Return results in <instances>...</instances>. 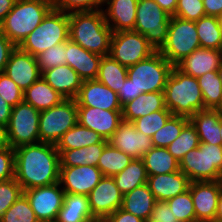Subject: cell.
Listing matches in <instances>:
<instances>
[{
  "mask_svg": "<svg viewBox=\"0 0 222 222\" xmlns=\"http://www.w3.org/2000/svg\"><path fill=\"white\" fill-rule=\"evenodd\" d=\"M88 199L92 215L102 222L121 208L123 194L118 189L113 177L103 176L89 193Z\"/></svg>",
  "mask_w": 222,
  "mask_h": 222,
  "instance_id": "obj_14",
  "label": "cell"
},
{
  "mask_svg": "<svg viewBox=\"0 0 222 222\" xmlns=\"http://www.w3.org/2000/svg\"><path fill=\"white\" fill-rule=\"evenodd\" d=\"M217 75L220 79V82L222 83V63L220 65V68L217 70Z\"/></svg>",
  "mask_w": 222,
  "mask_h": 222,
  "instance_id": "obj_60",
  "label": "cell"
},
{
  "mask_svg": "<svg viewBox=\"0 0 222 222\" xmlns=\"http://www.w3.org/2000/svg\"><path fill=\"white\" fill-rule=\"evenodd\" d=\"M55 222H99L89 207L88 196L65 193Z\"/></svg>",
  "mask_w": 222,
  "mask_h": 222,
  "instance_id": "obj_27",
  "label": "cell"
},
{
  "mask_svg": "<svg viewBox=\"0 0 222 222\" xmlns=\"http://www.w3.org/2000/svg\"><path fill=\"white\" fill-rule=\"evenodd\" d=\"M222 180L190 182L189 190L194 204L196 222L215 220Z\"/></svg>",
  "mask_w": 222,
  "mask_h": 222,
  "instance_id": "obj_15",
  "label": "cell"
},
{
  "mask_svg": "<svg viewBox=\"0 0 222 222\" xmlns=\"http://www.w3.org/2000/svg\"><path fill=\"white\" fill-rule=\"evenodd\" d=\"M16 0H0V24L4 21L7 14L12 10Z\"/></svg>",
  "mask_w": 222,
  "mask_h": 222,
  "instance_id": "obj_57",
  "label": "cell"
},
{
  "mask_svg": "<svg viewBox=\"0 0 222 222\" xmlns=\"http://www.w3.org/2000/svg\"><path fill=\"white\" fill-rule=\"evenodd\" d=\"M39 117L40 111L25 101L13 107L6 126L11 148L40 142Z\"/></svg>",
  "mask_w": 222,
  "mask_h": 222,
  "instance_id": "obj_11",
  "label": "cell"
},
{
  "mask_svg": "<svg viewBox=\"0 0 222 222\" xmlns=\"http://www.w3.org/2000/svg\"><path fill=\"white\" fill-rule=\"evenodd\" d=\"M215 110L219 111L222 114V99H221L219 106Z\"/></svg>",
  "mask_w": 222,
  "mask_h": 222,
  "instance_id": "obj_62",
  "label": "cell"
},
{
  "mask_svg": "<svg viewBox=\"0 0 222 222\" xmlns=\"http://www.w3.org/2000/svg\"><path fill=\"white\" fill-rule=\"evenodd\" d=\"M215 220H222V188H221L220 195L218 198Z\"/></svg>",
  "mask_w": 222,
  "mask_h": 222,
  "instance_id": "obj_59",
  "label": "cell"
},
{
  "mask_svg": "<svg viewBox=\"0 0 222 222\" xmlns=\"http://www.w3.org/2000/svg\"><path fill=\"white\" fill-rule=\"evenodd\" d=\"M206 15L218 17L222 13V0H203Z\"/></svg>",
  "mask_w": 222,
  "mask_h": 222,
  "instance_id": "obj_54",
  "label": "cell"
},
{
  "mask_svg": "<svg viewBox=\"0 0 222 222\" xmlns=\"http://www.w3.org/2000/svg\"><path fill=\"white\" fill-rule=\"evenodd\" d=\"M112 34L102 10L69 14V39L89 52L107 56Z\"/></svg>",
  "mask_w": 222,
  "mask_h": 222,
  "instance_id": "obj_2",
  "label": "cell"
},
{
  "mask_svg": "<svg viewBox=\"0 0 222 222\" xmlns=\"http://www.w3.org/2000/svg\"><path fill=\"white\" fill-rule=\"evenodd\" d=\"M157 110H168L165 106L164 91L142 93L122 106V119L133 122Z\"/></svg>",
  "mask_w": 222,
  "mask_h": 222,
  "instance_id": "obj_26",
  "label": "cell"
},
{
  "mask_svg": "<svg viewBox=\"0 0 222 222\" xmlns=\"http://www.w3.org/2000/svg\"><path fill=\"white\" fill-rule=\"evenodd\" d=\"M15 152L9 147L0 151V181L14 178Z\"/></svg>",
  "mask_w": 222,
  "mask_h": 222,
  "instance_id": "obj_49",
  "label": "cell"
},
{
  "mask_svg": "<svg viewBox=\"0 0 222 222\" xmlns=\"http://www.w3.org/2000/svg\"><path fill=\"white\" fill-rule=\"evenodd\" d=\"M11 147L6 126L0 125V151Z\"/></svg>",
  "mask_w": 222,
  "mask_h": 222,
  "instance_id": "obj_58",
  "label": "cell"
},
{
  "mask_svg": "<svg viewBox=\"0 0 222 222\" xmlns=\"http://www.w3.org/2000/svg\"><path fill=\"white\" fill-rule=\"evenodd\" d=\"M4 73H6L22 91L29 88L42 73L35 56L16 47L10 54Z\"/></svg>",
  "mask_w": 222,
  "mask_h": 222,
  "instance_id": "obj_18",
  "label": "cell"
},
{
  "mask_svg": "<svg viewBox=\"0 0 222 222\" xmlns=\"http://www.w3.org/2000/svg\"><path fill=\"white\" fill-rule=\"evenodd\" d=\"M205 15L202 0H178L173 16L184 20L197 21Z\"/></svg>",
  "mask_w": 222,
  "mask_h": 222,
  "instance_id": "obj_47",
  "label": "cell"
},
{
  "mask_svg": "<svg viewBox=\"0 0 222 222\" xmlns=\"http://www.w3.org/2000/svg\"><path fill=\"white\" fill-rule=\"evenodd\" d=\"M30 202L23 193L1 216L0 222H36Z\"/></svg>",
  "mask_w": 222,
  "mask_h": 222,
  "instance_id": "obj_42",
  "label": "cell"
},
{
  "mask_svg": "<svg viewBox=\"0 0 222 222\" xmlns=\"http://www.w3.org/2000/svg\"><path fill=\"white\" fill-rule=\"evenodd\" d=\"M150 220L153 222H179L166 201H157L155 203Z\"/></svg>",
  "mask_w": 222,
  "mask_h": 222,
  "instance_id": "obj_50",
  "label": "cell"
},
{
  "mask_svg": "<svg viewBox=\"0 0 222 222\" xmlns=\"http://www.w3.org/2000/svg\"><path fill=\"white\" fill-rule=\"evenodd\" d=\"M35 57L41 73L47 69L66 64V42L52 46Z\"/></svg>",
  "mask_w": 222,
  "mask_h": 222,
  "instance_id": "obj_44",
  "label": "cell"
},
{
  "mask_svg": "<svg viewBox=\"0 0 222 222\" xmlns=\"http://www.w3.org/2000/svg\"><path fill=\"white\" fill-rule=\"evenodd\" d=\"M189 178L180 170L148 176L147 184L157 201H167L188 190Z\"/></svg>",
  "mask_w": 222,
  "mask_h": 222,
  "instance_id": "obj_25",
  "label": "cell"
},
{
  "mask_svg": "<svg viewBox=\"0 0 222 222\" xmlns=\"http://www.w3.org/2000/svg\"><path fill=\"white\" fill-rule=\"evenodd\" d=\"M173 67L159 51L127 67V77L135 88V98L142 93L164 91Z\"/></svg>",
  "mask_w": 222,
  "mask_h": 222,
  "instance_id": "obj_7",
  "label": "cell"
},
{
  "mask_svg": "<svg viewBox=\"0 0 222 222\" xmlns=\"http://www.w3.org/2000/svg\"><path fill=\"white\" fill-rule=\"evenodd\" d=\"M179 167L191 182L222 180V146L200 142L183 156Z\"/></svg>",
  "mask_w": 222,
  "mask_h": 222,
  "instance_id": "obj_6",
  "label": "cell"
},
{
  "mask_svg": "<svg viewBox=\"0 0 222 222\" xmlns=\"http://www.w3.org/2000/svg\"><path fill=\"white\" fill-rule=\"evenodd\" d=\"M41 76L65 99H75L83 83L76 71L66 64L47 69Z\"/></svg>",
  "mask_w": 222,
  "mask_h": 222,
  "instance_id": "obj_23",
  "label": "cell"
},
{
  "mask_svg": "<svg viewBox=\"0 0 222 222\" xmlns=\"http://www.w3.org/2000/svg\"><path fill=\"white\" fill-rule=\"evenodd\" d=\"M46 1H48V2H50L52 4H55V2H56V0H46Z\"/></svg>",
  "mask_w": 222,
  "mask_h": 222,
  "instance_id": "obj_64",
  "label": "cell"
},
{
  "mask_svg": "<svg viewBox=\"0 0 222 222\" xmlns=\"http://www.w3.org/2000/svg\"><path fill=\"white\" fill-rule=\"evenodd\" d=\"M53 8L46 0H16L0 29L18 47Z\"/></svg>",
  "mask_w": 222,
  "mask_h": 222,
  "instance_id": "obj_4",
  "label": "cell"
},
{
  "mask_svg": "<svg viewBox=\"0 0 222 222\" xmlns=\"http://www.w3.org/2000/svg\"><path fill=\"white\" fill-rule=\"evenodd\" d=\"M13 107L8 105L7 102L0 95V125L7 126Z\"/></svg>",
  "mask_w": 222,
  "mask_h": 222,
  "instance_id": "obj_55",
  "label": "cell"
},
{
  "mask_svg": "<svg viewBox=\"0 0 222 222\" xmlns=\"http://www.w3.org/2000/svg\"><path fill=\"white\" fill-rule=\"evenodd\" d=\"M220 136H221V139H222V115L220 117ZM221 146H222V141H221Z\"/></svg>",
  "mask_w": 222,
  "mask_h": 222,
  "instance_id": "obj_61",
  "label": "cell"
},
{
  "mask_svg": "<svg viewBox=\"0 0 222 222\" xmlns=\"http://www.w3.org/2000/svg\"><path fill=\"white\" fill-rule=\"evenodd\" d=\"M205 109L215 110L222 99V83L217 71H210L197 78Z\"/></svg>",
  "mask_w": 222,
  "mask_h": 222,
  "instance_id": "obj_38",
  "label": "cell"
},
{
  "mask_svg": "<svg viewBox=\"0 0 222 222\" xmlns=\"http://www.w3.org/2000/svg\"><path fill=\"white\" fill-rule=\"evenodd\" d=\"M212 222H222V220H214V221H212Z\"/></svg>",
  "mask_w": 222,
  "mask_h": 222,
  "instance_id": "obj_65",
  "label": "cell"
},
{
  "mask_svg": "<svg viewBox=\"0 0 222 222\" xmlns=\"http://www.w3.org/2000/svg\"><path fill=\"white\" fill-rule=\"evenodd\" d=\"M172 115L173 114L169 110H157L146 116L139 117L132 123L138 132L152 137L156 131L165 125Z\"/></svg>",
  "mask_w": 222,
  "mask_h": 222,
  "instance_id": "obj_43",
  "label": "cell"
},
{
  "mask_svg": "<svg viewBox=\"0 0 222 222\" xmlns=\"http://www.w3.org/2000/svg\"><path fill=\"white\" fill-rule=\"evenodd\" d=\"M133 159L108 143L98 160L97 167L104 176L113 177L123 171Z\"/></svg>",
  "mask_w": 222,
  "mask_h": 222,
  "instance_id": "obj_37",
  "label": "cell"
},
{
  "mask_svg": "<svg viewBox=\"0 0 222 222\" xmlns=\"http://www.w3.org/2000/svg\"><path fill=\"white\" fill-rule=\"evenodd\" d=\"M75 100L77 106L122 110L118 94L96 79L84 80Z\"/></svg>",
  "mask_w": 222,
  "mask_h": 222,
  "instance_id": "obj_20",
  "label": "cell"
},
{
  "mask_svg": "<svg viewBox=\"0 0 222 222\" xmlns=\"http://www.w3.org/2000/svg\"><path fill=\"white\" fill-rule=\"evenodd\" d=\"M16 46L4 35L0 29V72H4L11 52Z\"/></svg>",
  "mask_w": 222,
  "mask_h": 222,
  "instance_id": "obj_51",
  "label": "cell"
},
{
  "mask_svg": "<svg viewBox=\"0 0 222 222\" xmlns=\"http://www.w3.org/2000/svg\"><path fill=\"white\" fill-rule=\"evenodd\" d=\"M105 2L106 0H56L54 8L67 14L90 12L102 10L101 6H104Z\"/></svg>",
  "mask_w": 222,
  "mask_h": 222,
  "instance_id": "obj_45",
  "label": "cell"
},
{
  "mask_svg": "<svg viewBox=\"0 0 222 222\" xmlns=\"http://www.w3.org/2000/svg\"><path fill=\"white\" fill-rule=\"evenodd\" d=\"M189 122V118L185 116L172 115L165 125L161 127L151 137L152 144L155 147H167L179 135L182 128Z\"/></svg>",
  "mask_w": 222,
  "mask_h": 222,
  "instance_id": "obj_40",
  "label": "cell"
},
{
  "mask_svg": "<svg viewBox=\"0 0 222 222\" xmlns=\"http://www.w3.org/2000/svg\"><path fill=\"white\" fill-rule=\"evenodd\" d=\"M102 56L89 52L71 39L66 41V65L84 80L96 79Z\"/></svg>",
  "mask_w": 222,
  "mask_h": 222,
  "instance_id": "obj_22",
  "label": "cell"
},
{
  "mask_svg": "<svg viewBox=\"0 0 222 222\" xmlns=\"http://www.w3.org/2000/svg\"><path fill=\"white\" fill-rule=\"evenodd\" d=\"M23 193L24 190L15 177L0 181V218Z\"/></svg>",
  "mask_w": 222,
  "mask_h": 222,
  "instance_id": "obj_46",
  "label": "cell"
},
{
  "mask_svg": "<svg viewBox=\"0 0 222 222\" xmlns=\"http://www.w3.org/2000/svg\"><path fill=\"white\" fill-rule=\"evenodd\" d=\"M103 176L97 166L60 167L59 183L65 193L88 196Z\"/></svg>",
  "mask_w": 222,
  "mask_h": 222,
  "instance_id": "obj_16",
  "label": "cell"
},
{
  "mask_svg": "<svg viewBox=\"0 0 222 222\" xmlns=\"http://www.w3.org/2000/svg\"><path fill=\"white\" fill-rule=\"evenodd\" d=\"M108 143L134 159L142 158L152 147L151 137L138 132L132 122L122 121Z\"/></svg>",
  "mask_w": 222,
  "mask_h": 222,
  "instance_id": "obj_17",
  "label": "cell"
},
{
  "mask_svg": "<svg viewBox=\"0 0 222 222\" xmlns=\"http://www.w3.org/2000/svg\"><path fill=\"white\" fill-rule=\"evenodd\" d=\"M107 144L96 143L87 147L63 150L60 153V167L97 166L98 160Z\"/></svg>",
  "mask_w": 222,
  "mask_h": 222,
  "instance_id": "obj_33",
  "label": "cell"
},
{
  "mask_svg": "<svg viewBox=\"0 0 222 222\" xmlns=\"http://www.w3.org/2000/svg\"><path fill=\"white\" fill-rule=\"evenodd\" d=\"M75 99H64L60 104L40 111V142L56 145L58 140L78 123Z\"/></svg>",
  "mask_w": 222,
  "mask_h": 222,
  "instance_id": "obj_9",
  "label": "cell"
},
{
  "mask_svg": "<svg viewBox=\"0 0 222 222\" xmlns=\"http://www.w3.org/2000/svg\"><path fill=\"white\" fill-rule=\"evenodd\" d=\"M147 176L167 174L180 170L179 161L166 147L153 146L142 158Z\"/></svg>",
  "mask_w": 222,
  "mask_h": 222,
  "instance_id": "obj_32",
  "label": "cell"
},
{
  "mask_svg": "<svg viewBox=\"0 0 222 222\" xmlns=\"http://www.w3.org/2000/svg\"><path fill=\"white\" fill-rule=\"evenodd\" d=\"M23 93L19 86L4 72H0V95L8 105L15 107L23 101Z\"/></svg>",
  "mask_w": 222,
  "mask_h": 222,
  "instance_id": "obj_48",
  "label": "cell"
},
{
  "mask_svg": "<svg viewBox=\"0 0 222 222\" xmlns=\"http://www.w3.org/2000/svg\"><path fill=\"white\" fill-rule=\"evenodd\" d=\"M65 98L55 91L42 76L23 93V101L42 111L60 104Z\"/></svg>",
  "mask_w": 222,
  "mask_h": 222,
  "instance_id": "obj_30",
  "label": "cell"
},
{
  "mask_svg": "<svg viewBox=\"0 0 222 222\" xmlns=\"http://www.w3.org/2000/svg\"><path fill=\"white\" fill-rule=\"evenodd\" d=\"M166 202L179 222H196L194 204L189 189Z\"/></svg>",
  "mask_w": 222,
  "mask_h": 222,
  "instance_id": "obj_41",
  "label": "cell"
},
{
  "mask_svg": "<svg viewBox=\"0 0 222 222\" xmlns=\"http://www.w3.org/2000/svg\"><path fill=\"white\" fill-rule=\"evenodd\" d=\"M221 113L216 110L206 109L196 112L189 118L195 127L202 143L221 145L220 117Z\"/></svg>",
  "mask_w": 222,
  "mask_h": 222,
  "instance_id": "obj_28",
  "label": "cell"
},
{
  "mask_svg": "<svg viewBox=\"0 0 222 222\" xmlns=\"http://www.w3.org/2000/svg\"><path fill=\"white\" fill-rule=\"evenodd\" d=\"M222 63V50L198 48L180 61L176 67L184 74L198 78L210 71H217Z\"/></svg>",
  "mask_w": 222,
  "mask_h": 222,
  "instance_id": "obj_21",
  "label": "cell"
},
{
  "mask_svg": "<svg viewBox=\"0 0 222 222\" xmlns=\"http://www.w3.org/2000/svg\"><path fill=\"white\" fill-rule=\"evenodd\" d=\"M218 20H219V25H220L221 30H222V13L218 16Z\"/></svg>",
  "mask_w": 222,
  "mask_h": 222,
  "instance_id": "obj_63",
  "label": "cell"
},
{
  "mask_svg": "<svg viewBox=\"0 0 222 222\" xmlns=\"http://www.w3.org/2000/svg\"><path fill=\"white\" fill-rule=\"evenodd\" d=\"M69 39V14L53 8L18 46L22 51L37 56L52 46Z\"/></svg>",
  "mask_w": 222,
  "mask_h": 222,
  "instance_id": "obj_5",
  "label": "cell"
},
{
  "mask_svg": "<svg viewBox=\"0 0 222 222\" xmlns=\"http://www.w3.org/2000/svg\"><path fill=\"white\" fill-rule=\"evenodd\" d=\"M59 182L24 190L37 220L55 222L62 207L64 190Z\"/></svg>",
  "mask_w": 222,
  "mask_h": 222,
  "instance_id": "obj_13",
  "label": "cell"
},
{
  "mask_svg": "<svg viewBox=\"0 0 222 222\" xmlns=\"http://www.w3.org/2000/svg\"><path fill=\"white\" fill-rule=\"evenodd\" d=\"M117 94L122 106L135 99V88L133 87L132 81L128 77L122 84L121 89H119Z\"/></svg>",
  "mask_w": 222,
  "mask_h": 222,
  "instance_id": "obj_53",
  "label": "cell"
},
{
  "mask_svg": "<svg viewBox=\"0 0 222 222\" xmlns=\"http://www.w3.org/2000/svg\"><path fill=\"white\" fill-rule=\"evenodd\" d=\"M78 123L97 132L105 140L118 129L123 121L122 110H103L87 106H77Z\"/></svg>",
  "mask_w": 222,
  "mask_h": 222,
  "instance_id": "obj_19",
  "label": "cell"
},
{
  "mask_svg": "<svg viewBox=\"0 0 222 222\" xmlns=\"http://www.w3.org/2000/svg\"><path fill=\"white\" fill-rule=\"evenodd\" d=\"M201 48L222 50V30L218 17L205 15L195 21Z\"/></svg>",
  "mask_w": 222,
  "mask_h": 222,
  "instance_id": "obj_36",
  "label": "cell"
},
{
  "mask_svg": "<svg viewBox=\"0 0 222 222\" xmlns=\"http://www.w3.org/2000/svg\"><path fill=\"white\" fill-rule=\"evenodd\" d=\"M14 152V177L23 190L59 182L60 154L55 145L38 142Z\"/></svg>",
  "mask_w": 222,
  "mask_h": 222,
  "instance_id": "obj_1",
  "label": "cell"
},
{
  "mask_svg": "<svg viewBox=\"0 0 222 222\" xmlns=\"http://www.w3.org/2000/svg\"><path fill=\"white\" fill-rule=\"evenodd\" d=\"M164 99L166 108L173 115L190 118L196 112L206 110L197 78L184 74L176 66L167 79Z\"/></svg>",
  "mask_w": 222,
  "mask_h": 222,
  "instance_id": "obj_3",
  "label": "cell"
},
{
  "mask_svg": "<svg viewBox=\"0 0 222 222\" xmlns=\"http://www.w3.org/2000/svg\"><path fill=\"white\" fill-rule=\"evenodd\" d=\"M138 0H106L102 9L106 23L112 32L134 30Z\"/></svg>",
  "mask_w": 222,
  "mask_h": 222,
  "instance_id": "obj_24",
  "label": "cell"
},
{
  "mask_svg": "<svg viewBox=\"0 0 222 222\" xmlns=\"http://www.w3.org/2000/svg\"><path fill=\"white\" fill-rule=\"evenodd\" d=\"M120 192L124 195L147 183V172L143 160L133 159L120 173L113 176Z\"/></svg>",
  "mask_w": 222,
  "mask_h": 222,
  "instance_id": "obj_34",
  "label": "cell"
},
{
  "mask_svg": "<svg viewBox=\"0 0 222 222\" xmlns=\"http://www.w3.org/2000/svg\"><path fill=\"white\" fill-rule=\"evenodd\" d=\"M127 78V67L121 65L109 55L102 56L96 80L106 85L114 92L121 89Z\"/></svg>",
  "mask_w": 222,
  "mask_h": 222,
  "instance_id": "obj_35",
  "label": "cell"
},
{
  "mask_svg": "<svg viewBox=\"0 0 222 222\" xmlns=\"http://www.w3.org/2000/svg\"><path fill=\"white\" fill-rule=\"evenodd\" d=\"M155 52V48L142 34L129 30L112 34L108 55L121 65L130 67Z\"/></svg>",
  "mask_w": 222,
  "mask_h": 222,
  "instance_id": "obj_12",
  "label": "cell"
},
{
  "mask_svg": "<svg viewBox=\"0 0 222 222\" xmlns=\"http://www.w3.org/2000/svg\"><path fill=\"white\" fill-rule=\"evenodd\" d=\"M166 13L173 16L176 11L178 0H154Z\"/></svg>",
  "mask_w": 222,
  "mask_h": 222,
  "instance_id": "obj_56",
  "label": "cell"
},
{
  "mask_svg": "<svg viewBox=\"0 0 222 222\" xmlns=\"http://www.w3.org/2000/svg\"><path fill=\"white\" fill-rule=\"evenodd\" d=\"M102 222H144V220L119 208Z\"/></svg>",
  "mask_w": 222,
  "mask_h": 222,
  "instance_id": "obj_52",
  "label": "cell"
},
{
  "mask_svg": "<svg viewBox=\"0 0 222 222\" xmlns=\"http://www.w3.org/2000/svg\"><path fill=\"white\" fill-rule=\"evenodd\" d=\"M96 143H108V140L94 130L77 123L58 140L55 146L60 154L63 150L87 147Z\"/></svg>",
  "mask_w": 222,
  "mask_h": 222,
  "instance_id": "obj_31",
  "label": "cell"
},
{
  "mask_svg": "<svg viewBox=\"0 0 222 222\" xmlns=\"http://www.w3.org/2000/svg\"><path fill=\"white\" fill-rule=\"evenodd\" d=\"M199 136L189 121L181 130L180 135L166 148L179 162L190 150L199 147Z\"/></svg>",
  "mask_w": 222,
  "mask_h": 222,
  "instance_id": "obj_39",
  "label": "cell"
},
{
  "mask_svg": "<svg viewBox=\"0 0 222 222\" xmlns=\"http://www.w3.org/2000/svg\"><path fill=\"white\" fill-rule=\"evenodd\" d=\"M156 202L146 183L123 195L121 209L146 221L150 219Z\"/></svg>",
  "mask_w": 222,
  "mask_h": 222,
  "instance_id": "obj_29",
  "label": "cell"
},
{
  "mask_svg": "<svg viewBox=\"0 0 222 222\" xmlns=\"http://www.w3.org/2000/svg\"><path fill=\"white\" fill-rule=\"evenodd\" d=\"M171 16L154 0H138L134 31L142 34L159 51L167 40Z\"/></svg>",
  "mask_w": 222,
  "mask_h": 222,
  "instance_id": "obj_10",
  "label": "cell"
},
{
  "mask_svg": "<svg viewBox=\"0 0 222 222\" xmlns=\"http://www.w3.org/2000/svg\"><path fill=\"white\" fill-rule=\"evenodd\" d=\"M200 47L195 21L171 16L167 40L159 52L173 66H176L185 57Z\"/></svg>",
  "mask_w": 222,
  "mask_h": 222,
  "instance_id": "obj_8",
  "label": "cell"
}]
</instances>
